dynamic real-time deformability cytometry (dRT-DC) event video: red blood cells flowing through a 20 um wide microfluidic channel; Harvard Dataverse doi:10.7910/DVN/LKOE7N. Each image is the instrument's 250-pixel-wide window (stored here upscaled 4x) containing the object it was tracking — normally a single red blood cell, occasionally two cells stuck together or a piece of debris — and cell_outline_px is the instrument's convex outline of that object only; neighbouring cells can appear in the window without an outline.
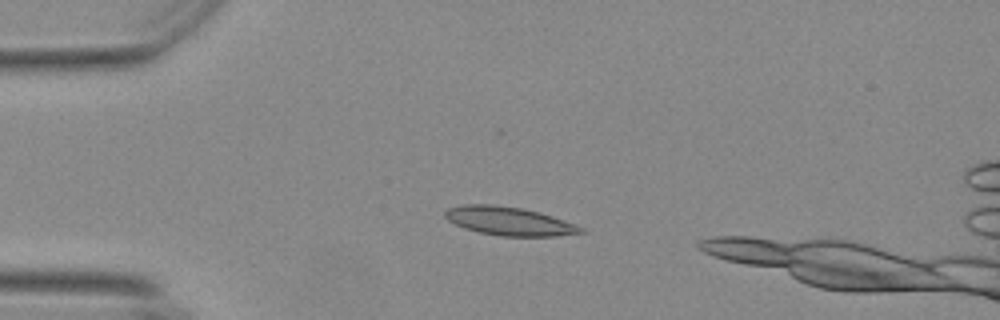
{"species": "Egyptian fruit bat (a non-hibernating species)", "species_latin": "Rousettus aegyptiacus", "temperature_condition": "warm", "stored_images_in_passage": 8, "camera_frame_rate_fps": 3000, "um_per_image_px": 0.085, "animal": {"sex": "female"}, "frame": {"image": 1, "passage_image": 1, "time_ms": 0.0, "image_size_px": [1000, 320], "cell_outline_px": [[588, 232], [556, 236], [500, 236], [480, 232], [464, 228], [448, 220], [444, 216], [444, 212], [448, 208], [464, 204], [492, 204], [520, 208], [540, 212], [552, 216], [584, 228]], "centroid_in_image_um": [43.27, 18.79], "position_along_channel_um": 41.7, "area_um2": 22.48}}
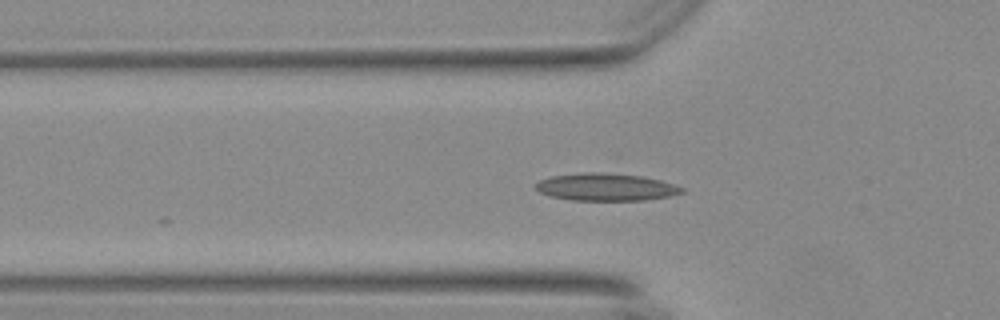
{"frame": {"image": 2, "passage_image": 6, "time_ms": 1.667, "image_size_px": [1000, 320], "cell_outline_px": [[684, 192], [668, 196], [644, 200], [572, 200], [552, 196], [540, 192], [536, 188], [536, 184], [540, 180], [552, 176], [592, 172], [600, 172], [640, 176], [660, 180], [684, 188]], "centroid_in_image_um": [51.51, 15.9], "position_along_channel_um": 74.3, "area_um2": 22.89}}